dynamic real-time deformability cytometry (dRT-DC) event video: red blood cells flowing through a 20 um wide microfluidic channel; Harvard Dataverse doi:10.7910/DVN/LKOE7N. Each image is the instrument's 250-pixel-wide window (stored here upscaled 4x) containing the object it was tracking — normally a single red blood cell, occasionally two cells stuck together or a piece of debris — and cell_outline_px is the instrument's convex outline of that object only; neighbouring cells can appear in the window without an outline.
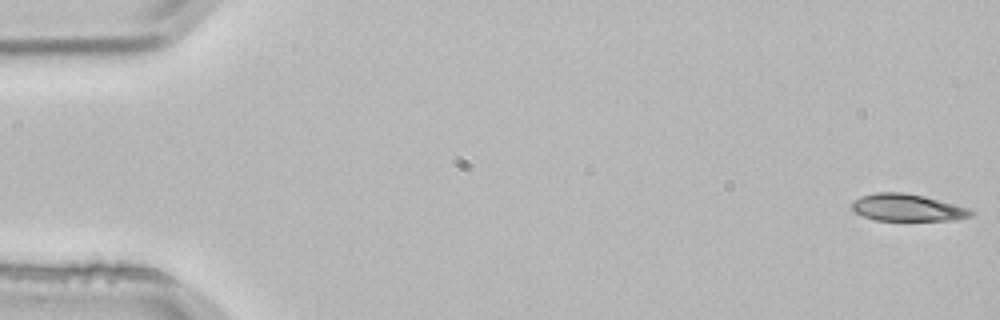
{"species": "common noctule bat (a hibernating species)", "species_latin": "Nyctalus noctula", "temperature_condition": "room temperature", "stored_images_in_passage": 3, "camera_frame_rate_fps": 3000, "um_per_image_px": 0.085, "animal": {"sex": "male", "body_mass_g": 21.5, "forearm_length_mm": 52.0}, "frame": {"image": 1, "passage_image": 1, "time_ms": 0.0, "image_size_px": [1000, 320], "cell_outline_px": [[976, 212], [972, 216], [956, 220], [876, 220], [864, 216], [856, 212], [852, 208], [852, 204], [860, 196], [876, 192], [904, 192], [924, 196], [972, 208]], "centroid_in_image_um": [77.21, 17.64], "position_along_channel_um": 7.8, "area_um2": 18.9}}
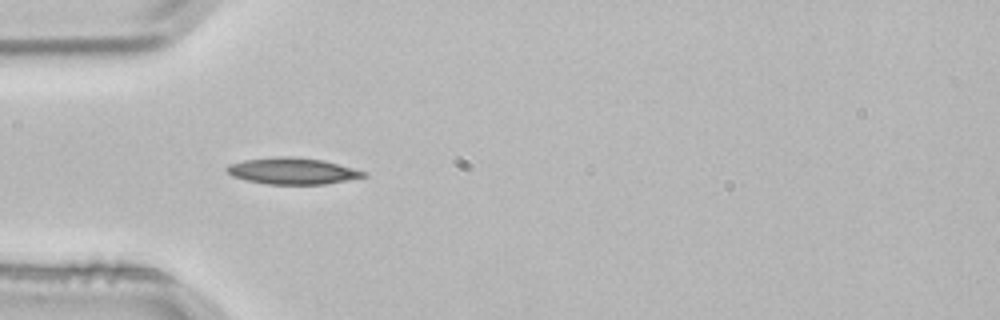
{"frame": {"image": 2, "passage_image": 3, "time_ms": 0.667, "image_size_px": [1000, 320], "cell_outline_px": [[368, 176], [324, 184], [268, 184], [244, 180], [232, 176], [224, 168], [228, 164], [244, 160], [280, 156], [292, 156], [324, 160], [368, 172]], "centroid_in_image_um": [24.85, 14.53], "position_along_channel_um": 60.2, "area_um2": 21.15}}